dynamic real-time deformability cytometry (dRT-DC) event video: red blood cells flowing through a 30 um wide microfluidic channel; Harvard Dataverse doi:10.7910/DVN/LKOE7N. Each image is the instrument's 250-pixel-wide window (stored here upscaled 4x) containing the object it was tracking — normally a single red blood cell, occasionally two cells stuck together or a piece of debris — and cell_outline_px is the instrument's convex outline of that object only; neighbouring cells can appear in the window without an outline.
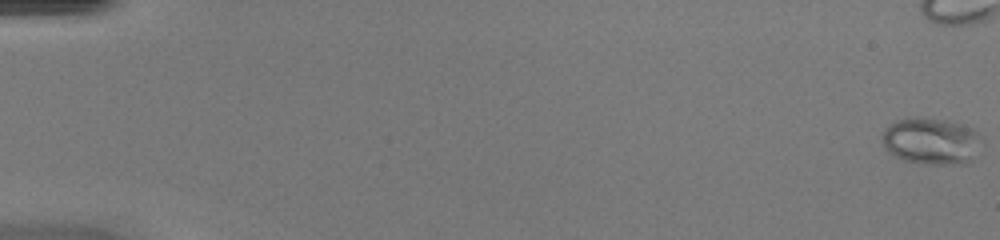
{"species": "common noctule bat (a hibernating species)", "species_latin": "Nyctalus noctula", "temperature_condition": "warm", "stored_images_in_passage": 53, "camera_frame_rate_fps": 3000, "um_per_image_px": 0.085, "animal": {"sex": "female", "body_mass_g": 20.0, "forearm_length_mm": 54.0}, "frame": {"image": 1, "passage_image": 1, "time_ms": 0.0, "image_size_px": [1000, 240], "cell_outline_px": [[984, 140], [972, 160], [968, 164], [924, 164], [904, 160], [888, 152], [884, 148], [884, 128], [888, 124], [900, 120], [916, 116], [944, 120], [960, 124], [972, 128], [984, 136]], "centroid_in_image_um": [79.22, 12.0], "position_along_channel_um": 5.8, "area_um2": 27.4}, "authors_computed_cell_mechanics": {"area_um2": 20.1144, "velocity_mm_per_s": 4.2959, "shape_relaxation_time_tau1_ms": null, "shape_relaxation_time_tau2_ms": 0.9758, "deformation_change_tau1": null, "deformation_change_tau2": 0.0555}}